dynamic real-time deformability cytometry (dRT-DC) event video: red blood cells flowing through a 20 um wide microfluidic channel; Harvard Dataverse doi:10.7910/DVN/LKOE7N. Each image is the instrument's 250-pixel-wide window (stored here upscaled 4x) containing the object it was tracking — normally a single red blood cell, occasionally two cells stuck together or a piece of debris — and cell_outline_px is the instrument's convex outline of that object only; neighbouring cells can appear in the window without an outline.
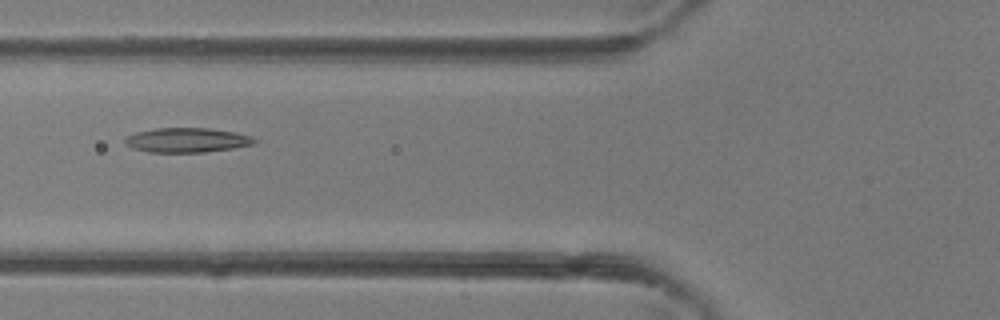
{"species": "common noctule bat (a hibernating species)", "species_latin": "Nyctalus noctula", "temperature_condition": "room temperature", "stored_images_in_passage": 5, "camera_frame_rate_fps": 3000, "um_per_image_px": 0.085, "animal": {"sex": "female"}, "frame": {"image": 1, "passage_image": 5, "time_ms": 1.333, "image_size_px": [1000, 320], "cell_outline_px": [[256, 140], [252, 144], [232, 148], [204, 152], [148, 152], [132, 148], [124, 144], [124, 136], [136, 132], [156, 128], [208, 128], [236, 132], [252, 136]], "centroid_in_image_um": [15.83, 11.9], "position_along_channel_um": 110.0, "area_um2": 18.55}}